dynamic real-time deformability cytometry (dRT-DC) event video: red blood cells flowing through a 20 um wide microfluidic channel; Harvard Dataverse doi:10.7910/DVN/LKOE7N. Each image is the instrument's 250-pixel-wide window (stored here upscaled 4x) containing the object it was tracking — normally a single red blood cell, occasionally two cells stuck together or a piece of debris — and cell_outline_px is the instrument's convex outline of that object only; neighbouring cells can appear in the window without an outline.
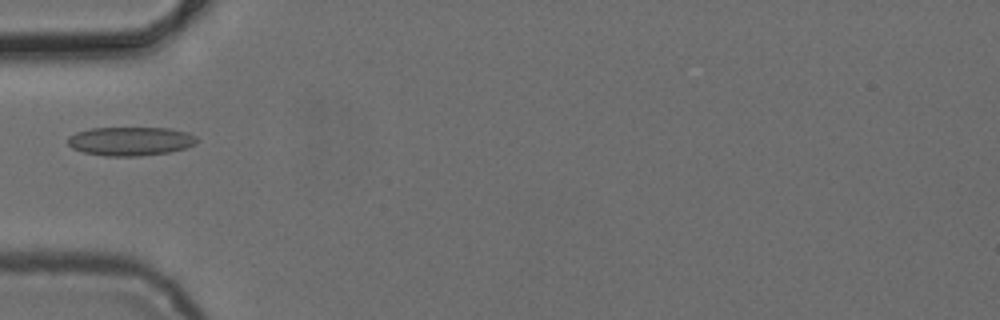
{"species": "common noctule bat (a hibernating species)", "species_latin": "Nyctalus noctula", "temperature_condition": "cold", "stored_images_in_passage": 4, "camera_frame_rate_fps": 3000, "um_per_image_px": 0.085, "animal": {"sex": "female", "body_mass_g": 24.6, "forearm_length_mm": 56.2}, "frame": {"image": 1, "passage_image": 3, "time_ms": 2.333, "image_size_px": [1000, 320], "cell_outline_px": [[200, 140], [196, 144], [184, 148], [168, 152], [140, 156], [104, 156], [84, 152], [72, 148], [68, 144], [68, 136], [76, 132], [92, 128], [168, 128], [188, 132], [196, 136]], "centroid_in_image_um": [11.11, 12.0], "position_along_channel_um": 73.9, "area_um2": 21.73}}
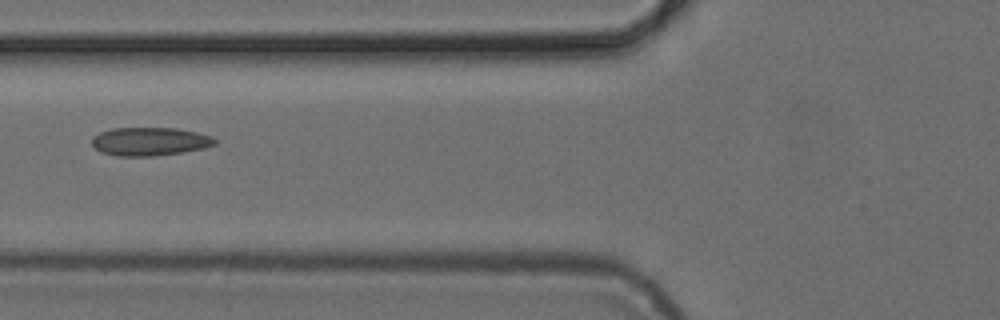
{"frame": {"image": 2, "passage_image": 4, "time_ms": 3.333, "image_size_px": [1000, 320], "cell_outline_px": [[216, 144], [204, 148], [184, 152], [152, 156], [116, 156], [100, 152], [92, 144], [92, 136], [100, 132], [112, 128], [176, 128], [196, 132], [212, 136], [216, 140]], "centroid_in_image_um": [12.72, 12.03], "position_along_channel_um": 113.1, "area_um2": 20.4}}